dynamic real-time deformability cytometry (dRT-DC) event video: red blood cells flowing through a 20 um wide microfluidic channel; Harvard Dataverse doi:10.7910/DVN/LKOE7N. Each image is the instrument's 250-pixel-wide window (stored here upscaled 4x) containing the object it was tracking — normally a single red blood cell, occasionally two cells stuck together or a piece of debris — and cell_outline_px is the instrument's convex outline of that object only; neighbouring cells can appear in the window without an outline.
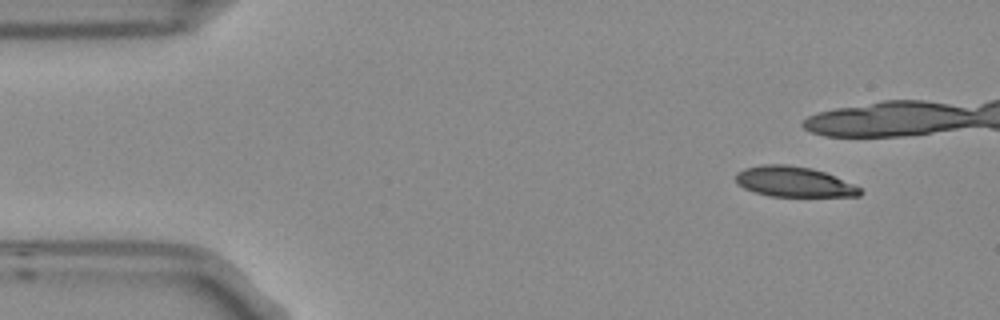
{"species": "Egyptian fruit bat (a non-hibernating species)", "species_latin": "Rousettus aegyptiacus", "temperature_condition": "room temperature", "stored_images_in_passage": 4, "camera_frame_rate_fps": 3000, "um_per_image_px": 0.085, "frame": {"image": 1, "passage_image": 1, "time_ms": 0.0, "image_size_px": [1000, 320], "cell_outline_px": [[864, 192], [860, 196], [768, 196], [752, 192], [736, 184], [736, 172], [744, 168], [764, 164], [784, 164], [812, 168], [824, 172], [852, 184], [860, 188]], "centroid_in_image_um": [67.43, 15.45], "position_along_channel_um": 17.6, "area_um2": 21.96}}